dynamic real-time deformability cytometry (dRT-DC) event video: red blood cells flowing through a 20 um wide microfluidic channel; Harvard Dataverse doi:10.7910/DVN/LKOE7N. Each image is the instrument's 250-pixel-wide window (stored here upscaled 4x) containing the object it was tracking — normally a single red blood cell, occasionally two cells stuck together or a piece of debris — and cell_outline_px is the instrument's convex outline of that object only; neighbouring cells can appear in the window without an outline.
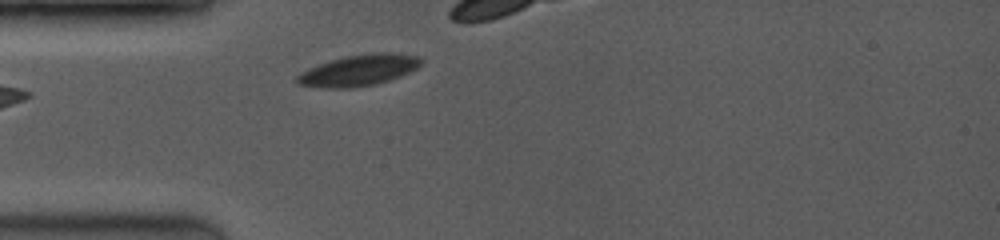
{"species": "common noctule bat (a hibernating species)", "species_latin": "Nyctalus noctula", "temperature_condition": "room temperature", "stored_images_in_passage": 32, "camera_frame_rate_fps": 3500, "um_per_image_px": 0.085, "animal": {"sex": "female", "body_mass_g": 19.0, "forearm_length_mm": 53.3}, "frame": {"image": 1, "passage_image": 1, "time_ms": 0.0, "image_size_px": [1000, 240], "cell_outline_px": [[424, 60], [416, 68], [400, 76], [388, 80], [356, 88], [324, 88], [300, 84], [296, 80], [296, 76], [300, 72], [308, 68], [328, 60], [344, 56], [376, 52], [392, 52], [420, 56]], "centroid_in_image_um": [30.49, 5.96], "position_along_channel_um": 54.5, "area_um2": 22.6}}